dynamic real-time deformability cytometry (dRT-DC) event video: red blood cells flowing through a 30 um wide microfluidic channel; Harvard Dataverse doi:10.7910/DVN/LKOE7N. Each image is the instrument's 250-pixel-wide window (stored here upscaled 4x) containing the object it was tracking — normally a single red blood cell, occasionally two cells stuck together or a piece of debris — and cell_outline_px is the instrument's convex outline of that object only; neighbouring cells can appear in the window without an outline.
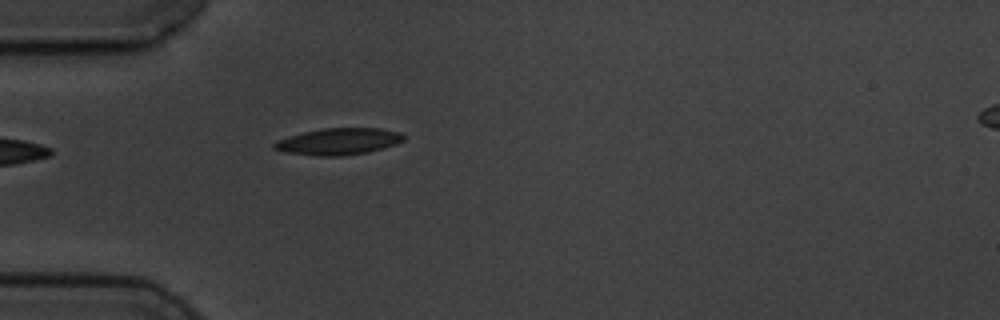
{"species": "common noctule bat (a hibernating species)", "species_latin": "Nyctalus noctula", "temperature_condition": "cold", "stored_images_in_passage": 4, "camera_frame_rate_fps": 3000, "um_per_image_px": 0.085, "animal": {"sex": "male", "body_mass_g": 19.5, "forearm_length_mm": 54.6}, "frame": {"image": 1, "passage_image": 4, "time_ms": 4.333, "image_size_px": [1000, 320], "cell_outline_px": [[404, 140], [396, 144], [368, 152], [344, 156], [320, 156], [288, 152], [272, 148], [272, 144], [276, 140], [288, 136], [320, 128], [380, 128], [400, 132], [404, 136]], "centroid_in_image_um": [28.77, 12.02], "position_along_channel_um": 56.2, "area_um2": 20.11}}